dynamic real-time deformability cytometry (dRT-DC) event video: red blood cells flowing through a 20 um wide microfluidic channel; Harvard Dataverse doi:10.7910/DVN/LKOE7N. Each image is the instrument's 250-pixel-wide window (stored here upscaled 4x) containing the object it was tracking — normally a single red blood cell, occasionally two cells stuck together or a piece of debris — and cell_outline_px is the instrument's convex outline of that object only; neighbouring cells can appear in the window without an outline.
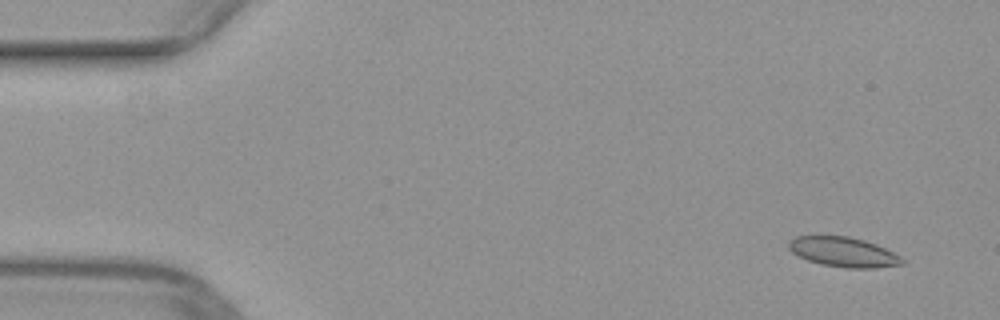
{"species": "common noctule bat (a hibernating species)", "species_latin": "Nyctalus noctula", "temperature_condition": "warm", "stored_images_in_passage": 5, "camera_frame_rate_fps": 3000, "um_per_image_px": 0.085, "animal": {"sex": "female", "body_mass_g": 29.2, "forearm_length_mm": 56.3}, "frame": {"image": 1, "passage_image": 1, "time_ms": 0.0, "image_size_px": [1000, 320], "cell_outline_px": [[904, 264], [876, 268], [844, 268], [820, 264], [808, 260], [792, 252], [788, 248], [788, 240], [796, 236], [848, 236], [864, 240], [876, 244], [900, 256], [904, 260]], "centroid_in_image_um": [71.68, 21.42], "position_along_channel_um": 13.3, "area_um2": 19.71}}